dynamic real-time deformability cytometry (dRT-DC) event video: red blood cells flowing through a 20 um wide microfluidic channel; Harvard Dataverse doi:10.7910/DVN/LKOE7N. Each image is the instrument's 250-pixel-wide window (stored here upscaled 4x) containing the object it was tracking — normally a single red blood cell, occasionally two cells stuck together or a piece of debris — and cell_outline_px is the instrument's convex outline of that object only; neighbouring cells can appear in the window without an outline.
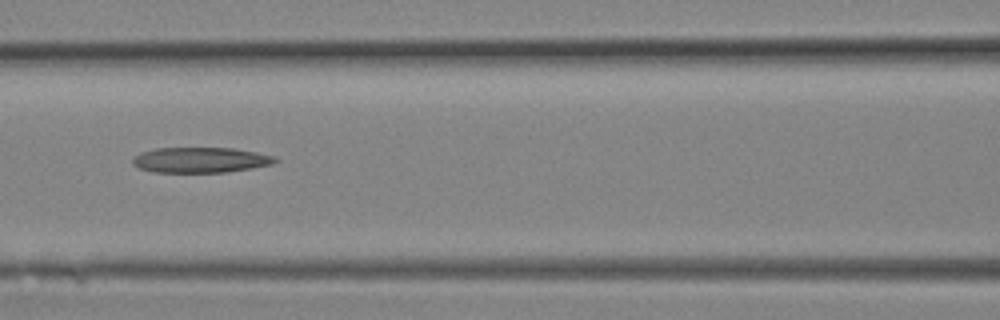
{"species": "Egyptian fruit bat (a non-hibernating species)", "species_latin": "Rousettus aegyptiacus", "temperature_condition": "room temperature", "stored_images_in_passage": 11, "camera_frame_rate_fps": 3000, "um_per_image_px": 0.085, "animal": {"sex": "female"}, "frame": {"image": 1, "passage_image": 10, "time_ms": 3.0, "image_size_px": [1000, 320], "cell_outline_px": [[280, 160], [272, 164], [252, 168], [224, 172], [152, 172], [140, 168], [132, 164], [132, 160], [140, 152], [156, 148], [232, 148], [256, 152], [276, 156]], "centroid_in_image_um": [17.06, 13.59], "position_along_channel_um": 149.5, "area_um2": 21.1}}
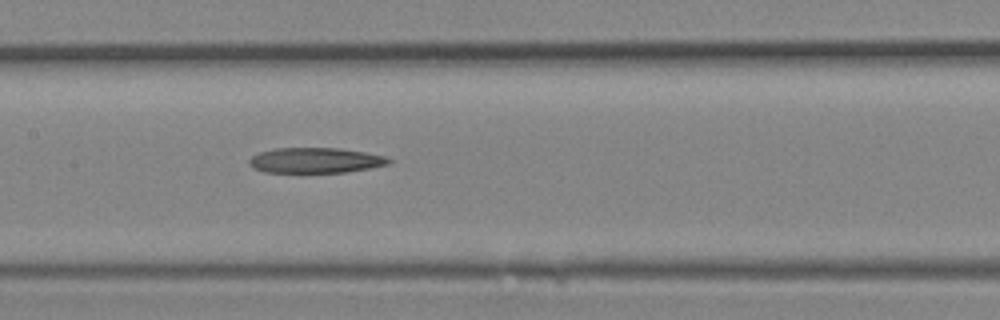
{"frame": {"image": 2, "passage_image": 11, "time_ms": 3.333, "image_size_px": [1000, 320], "cell_outline_px": [[392, 160], [388, 164], [368, 168], [344, 172], [264, 172], [248, 164], [248, 160], [252, 156], [260, 152], [272, 148], [340, 148], [364, 152], [384, 156]], "centroid_in_image_um": [26.78, 13.62], "position_along_channel_um": 180.6, "area_um2": 20.4}}